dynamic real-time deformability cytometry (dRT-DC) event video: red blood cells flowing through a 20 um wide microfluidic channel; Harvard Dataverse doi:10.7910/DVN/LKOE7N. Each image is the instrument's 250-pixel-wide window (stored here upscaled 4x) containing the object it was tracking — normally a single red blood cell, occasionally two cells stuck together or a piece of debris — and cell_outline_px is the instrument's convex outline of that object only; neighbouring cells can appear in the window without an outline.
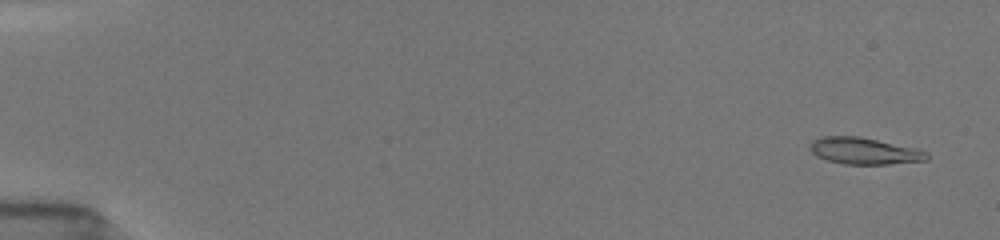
{"species": "common noctule bat (a hibernating species)", "species_latin": "Nyctalus noctula", "temperature_condition": "room temperature", "stored_images_in_passage": 15, "camera_frame_rate_fps": 3000, "um_per_image_px": 0.085, "animal": {"sex": "female", "body_mass_g": 19.5, "forearm_length_mm": 54.1}, "frame": {"image": 1, "passage_image": 3, "time_ms": 0.667, "image_size_px": [1000, 240], "cell_outline_px": [[928, 160], [888, 164], [844, 164], [828, 160], [816, 156], [812, 152], [812, 140], [824, 136], [856, 136], [916, 148], [924, 152], [928, 156]], "centroid_in_image_um": [73.45, 12.84], "position_along_channel_um": 11.5, "area_um2": 17.74}}